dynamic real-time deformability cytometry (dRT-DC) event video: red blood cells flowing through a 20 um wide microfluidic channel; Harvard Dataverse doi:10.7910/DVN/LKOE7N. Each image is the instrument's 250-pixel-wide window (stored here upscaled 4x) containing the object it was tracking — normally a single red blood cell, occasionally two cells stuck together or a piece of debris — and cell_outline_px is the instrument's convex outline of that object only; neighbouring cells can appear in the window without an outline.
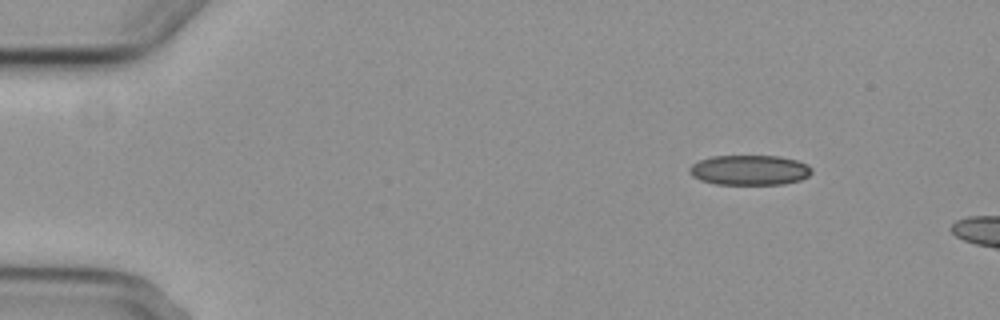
{"species": "common noctule bat (a hibernating species)", "species_latin": "Nyctalus noctula", "temperature_condition": "cold", "stored_images_in_passage": 2, "camera_frame_rate_fps": 3000, "um_per_image_px": 0.085, "animal": {"sex": "female", "body_mass_g": 29.2, "forearm_length_mm": 56.3}, "frame": {"image": 1, "passage_image": 1, "time_ms": 0.0, "image_size_px": [1000, 320], "cell_outline_px": [[812, 172], [808, 176], [800, 180], [784, 184], [716, 184], [700, 180], [692, 176], [688, 172], [688, 168], [692, 164], [700, 160], [712, 156], [780, 156], [796, 160], [808, 164], [812, 168]], "centroid_in_image_um": [63.71, 14.45], "position_along_channel_um": 21.3, "area_um2": 21.5}}